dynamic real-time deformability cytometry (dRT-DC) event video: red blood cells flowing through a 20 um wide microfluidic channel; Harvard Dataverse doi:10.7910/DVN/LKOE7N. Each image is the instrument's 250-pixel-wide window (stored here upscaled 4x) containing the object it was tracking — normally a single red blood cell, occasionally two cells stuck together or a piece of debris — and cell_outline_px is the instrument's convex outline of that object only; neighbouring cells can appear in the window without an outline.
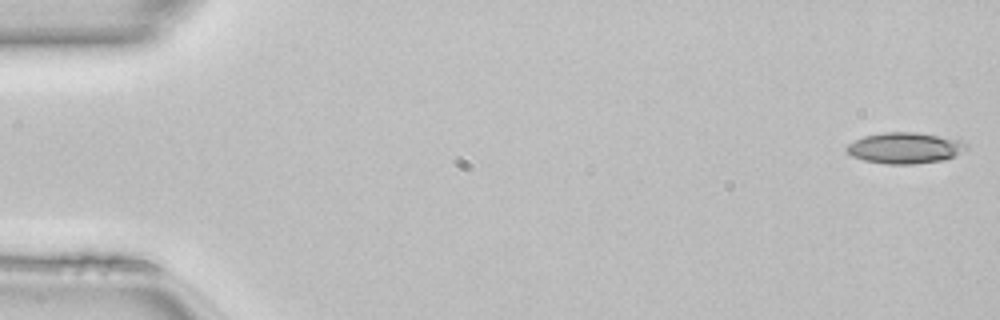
{"species": "common noctule bat (a hibernating species)", "species_latin": "Nyctalus noctula", "temperature_condition": "room temperature", "stored_images_in_passage": 49, "camera_frame_rate_fps": 3000, "um_per_image_px": 0.085, "animal": {"sex": "female", "body_mass_g": 22.7, "forearm_length_mm": 54.2}, "frame": {"image": 1, "passage_image": 1, "time_ms": 0.0, "image_size_px": [1000, 320], "cell_outline_px": [[968, 148], [944, 160], [912, 164], [884, 164], [864, 160], [852, 156], [844, 148], [848, 144], [864, 136], [884, 132], [916, 132], [960, 140], [968, 144]], "centroid_in_image_um": [76.89, 12.58], "position_along_channel_um": 8.1, "area_um2": 21.5}}
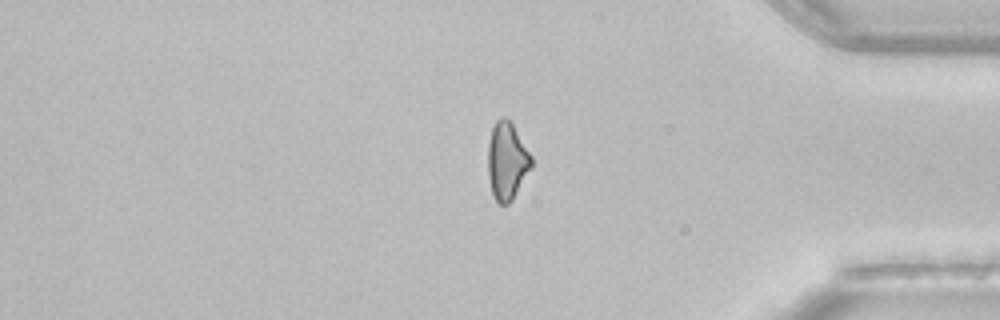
{"frame": {"image": 2, "passage_image": 41, "time_ms": 13.333, "image_size_px": [1000, 320], "cell_outline_px": [[532, 168], [512, 200], [508, 204], [500, 204], [492, 196], [488, 176], [488, 140], [492, 128], [496, 120], [500, 116], [504, 116], [512, 124], [532, 156]], "centroid_in_image_um": [43.08, 13.7], "position_along_channel_um": 392.1, "area_um2": 19.77}}
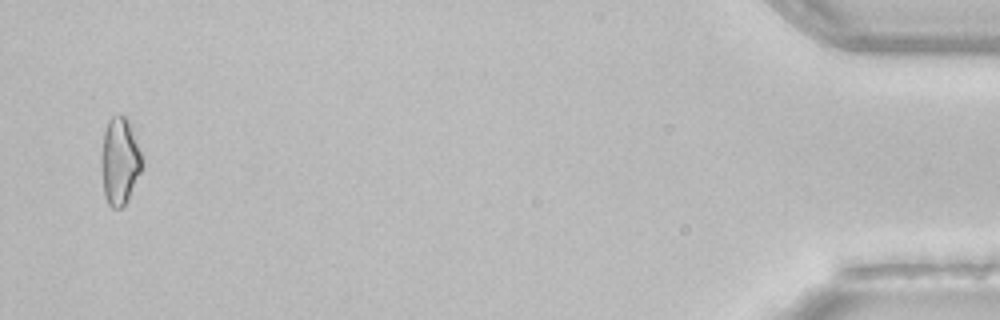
{"frame": {"image": 3, "passage_image": 48, "time_ms": 15.667, "image_size_px": [1000, 320], "cell_outline_px": [[144, 164], [128, 200], [120, 208], [112, 208], [108, 204], [104, 196], [100, 168], [100, 152], [104, 132], [108, 120], [112, 116], [124, 116], [128, 120], [140, 152]], "centroid_in_image_um": [10.14, 13.73], "position_along_channel_um": 425.1, "area_um2": 20.87}, "authors_computed_cell_mechanics": {"area_um2": 21.2704, "velocity_mm_per_s": 4.1549, "shape_relaxation_time_tau1_ms": null, "shape_relaxation_time_tau2_ms": 7.9123, "deformation_change_tau1": null, "deformation_change_tau2": 0.1762}}